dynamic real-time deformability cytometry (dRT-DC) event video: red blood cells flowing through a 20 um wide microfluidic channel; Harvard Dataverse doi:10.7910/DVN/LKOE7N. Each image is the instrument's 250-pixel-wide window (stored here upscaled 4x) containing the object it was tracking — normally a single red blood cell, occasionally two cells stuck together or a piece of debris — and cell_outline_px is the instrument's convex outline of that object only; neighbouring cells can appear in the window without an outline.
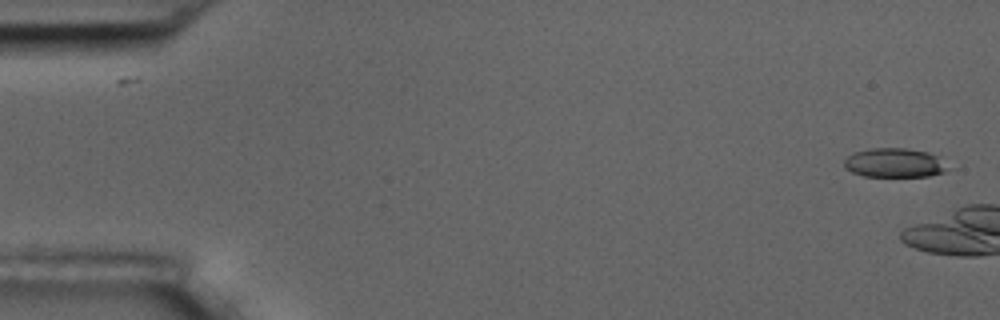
{"species": "common noctule bat (a hibernating species)", "species_latin": "Nyctalus noctula", "temperature_condition": "room temperature", "stored_images_in_passage": 5, "camera_frame_rate_fps": 3000, "um_per_image_px": 0.085, "animal": {"sex": "male", "body_mass_g": 17.5, "forearm_length_mm": 52.3}, "frame": {"image": 1, "passage_image": 1, "time_ms": 0.0, "image_size_px": [1000, 320], "cell_outline_px": [[952, 168], [944, 172], [928, 176], [864, 176], [852, 172], [844, 168], [844, 160], [852, 152], [868, 148], [908, 148], [928, 152], [936, 156]], "centroid_in_image_um": [76.02, 13.83], "position_along_channel_um": 9.0, "area_um2": 17.8}}